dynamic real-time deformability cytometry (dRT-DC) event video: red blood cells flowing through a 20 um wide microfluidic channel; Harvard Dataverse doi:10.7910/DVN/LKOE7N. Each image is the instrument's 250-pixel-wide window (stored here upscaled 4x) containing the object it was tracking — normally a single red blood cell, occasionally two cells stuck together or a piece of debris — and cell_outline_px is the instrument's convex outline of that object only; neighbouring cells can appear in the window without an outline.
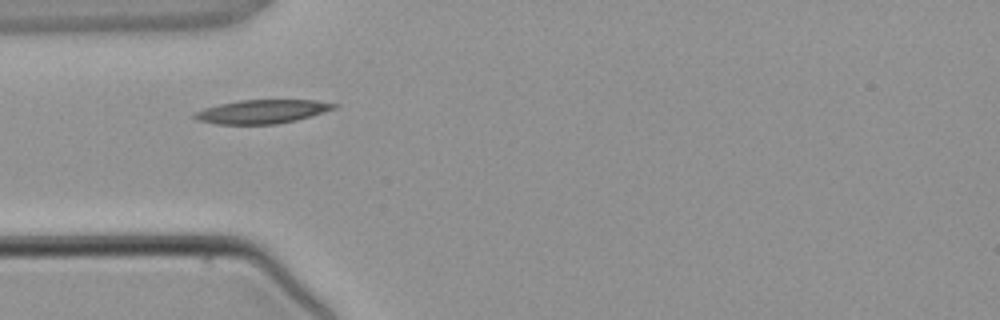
{"species": "common noctule bat (a hibernating species)", "species_latin": "Nyctalus noctula", "temperature_condition": "warm", "stored_images_in_passage": 2, "camera_frame_rate_fps": 3000, "um_per_image_px": 0.085, "animal": {"sex": "male", "body_mass_g": 21.5, "forearm_length_mm": 52.0}, "frame": {"image": 1, "passage_image": 1, "time_ms": 0.0, "image_size_px": [1000, 320], "cell_outline_px": [[340, 104], [336, 108], [324, 112], [296, 120], [276, 124], [216, 124], [196, 120], [192, 116], [192, 112], [204, 108], [220, 104], [240, 100], [316, 100]], "centroid_in_image_um": [22.26, 9.48], "position_along_channel_um": 62.7, "area_um2": 19.36}}
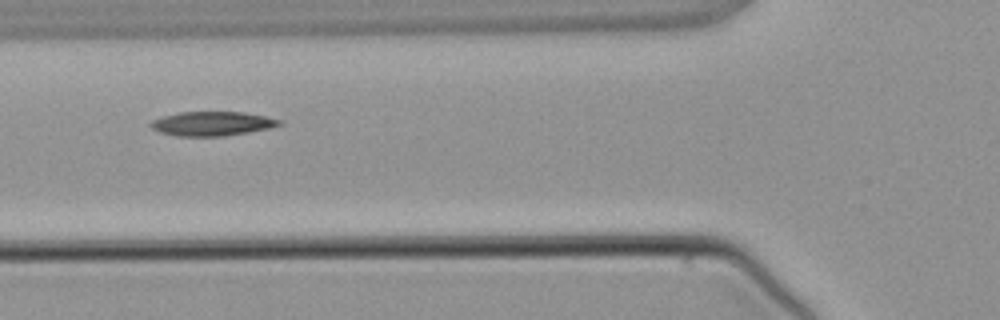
{"frame": {"image": 2, "passage_image": 2, "time_ms": 1.0, "image_size_px": [1000, 320], "cell_outline_px": [[284, 124], [272, 128], [224, 136], [176, 136], [160, 132], [152, 128], [148, 124], [152, 120], [164, 116], [180, 112], [244, 112], [284, 120]], "centroid_in_image_um": [18.08, 10.51], "position_along_channel_um": 107.7, "area_um2": 18.26}}